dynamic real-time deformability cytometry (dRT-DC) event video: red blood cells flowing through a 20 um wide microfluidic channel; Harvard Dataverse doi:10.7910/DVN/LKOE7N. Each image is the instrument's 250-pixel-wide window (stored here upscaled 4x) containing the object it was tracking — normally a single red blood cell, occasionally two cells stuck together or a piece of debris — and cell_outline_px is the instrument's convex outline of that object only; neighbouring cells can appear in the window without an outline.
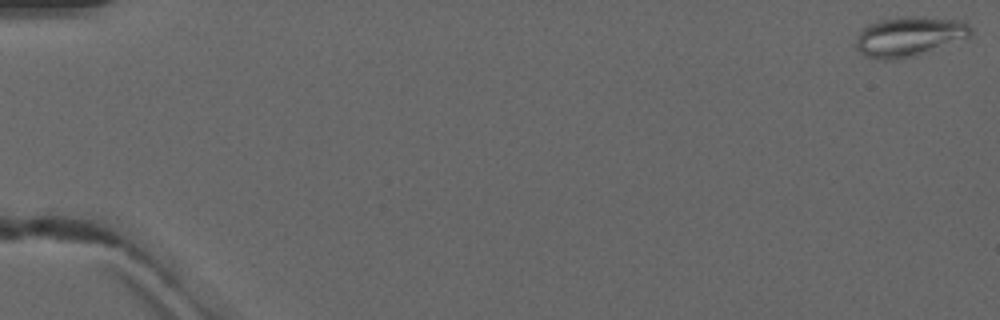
{"species": "common noctule bat (a hibernating species)", "species_latin": "Nyctalus noctula", "temperature_condition": "warm", "stored_images_in_passage": 4, "camera_frame_rate_fps": 3000, "um_per_image_px": 0.085, "animal": {"sex": "male", "forearm_length_mm": 52.5}, "frame": {"image": 1, "passage_image": 1, "time_ms": 0.0, "image_size_px": [1000, 320], "cell_outline_px": [[972, 36], [916, 56], [896, 60], [880, 60], [864, 56], [856, 48], [856, 40], [860, 32], [868, 24], [880, 20], [904, 16], [916, 16], [964, 20], [972, 28]], "centroid_in_image_um": [77.31, 3.1], "position_along_channel_um": 7.7, "area_um2": 26.93}}